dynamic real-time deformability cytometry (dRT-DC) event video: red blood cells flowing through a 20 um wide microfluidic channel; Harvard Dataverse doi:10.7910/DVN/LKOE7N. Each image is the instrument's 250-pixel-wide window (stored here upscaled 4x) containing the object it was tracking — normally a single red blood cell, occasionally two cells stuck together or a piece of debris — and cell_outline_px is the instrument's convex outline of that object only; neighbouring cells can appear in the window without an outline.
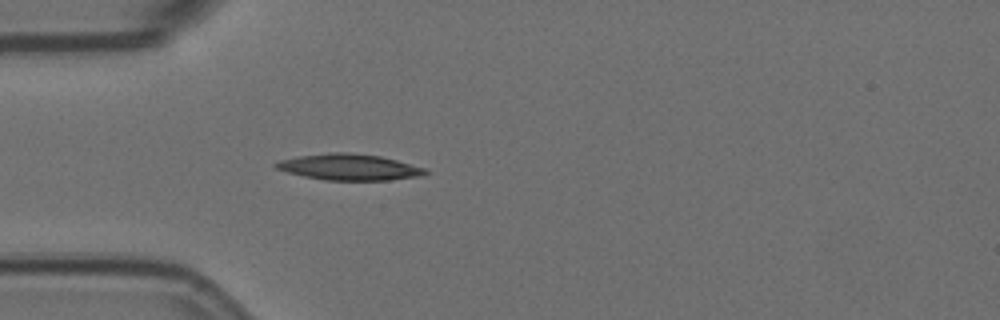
{"species": "Egyptian fruit bat (a non-hibernating species)", "species_latin": "Rousettus aegyptiacus", "temperature_condition": "room temperature", "stored_images_in_passage": 5, "camera_frame_rate_fps": 3000, "um_per_image_px": 0.085, "animal": {"sex": "female"}, "frame": {"image": 1, "passage_image": 5, "time_ms": 1.333, "image_size_px": [1000, 320], "cell_outline_px": [[428, 172], [424, 176], [388, 180], [324, 180], [304, 176], [288, 172], [276, 168], [272, 164], [280, 160], [300, 156], [332, 152], [352, 152], [380, 156], [428, 168]], "centroid_in_image_um": [29.73, 14.2], "position_along_channel_um": 55.3, "area_um2": 22.83}}